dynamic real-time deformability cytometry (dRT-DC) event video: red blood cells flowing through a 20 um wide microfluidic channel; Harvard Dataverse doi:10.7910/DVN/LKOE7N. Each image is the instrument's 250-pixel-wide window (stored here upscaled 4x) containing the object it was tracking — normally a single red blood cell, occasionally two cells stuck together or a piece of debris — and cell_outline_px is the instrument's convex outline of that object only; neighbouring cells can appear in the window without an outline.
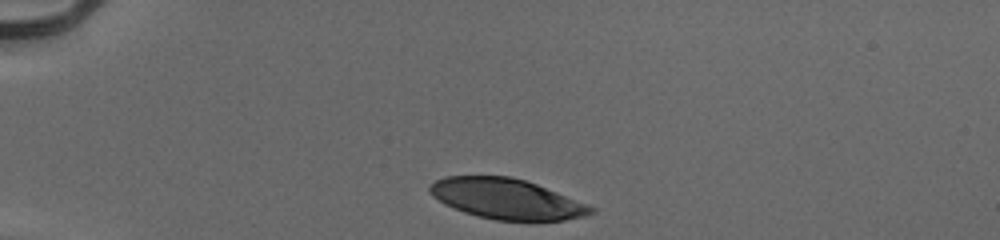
{"species": "human", "species_latin": "Homo sapiens", "temperature_condition": "cold", "stored_images_in_passage": 32, "camera_frame_rate_fps": 3000, "um_per_image_px": 0.085, "donor": {"sex": "male"}, "frame": {"image": 1, "passage_image": 1, "time_ms": 0.0, "image_size_px": [1000, 240], "cell_outline_px": [[596, 212], [588, 216], [564, 220], [496, 220], [476, 216], [464, 212], [444, 204], [432, 196], [428, 192], [428, 188], [436, 180], [444, 176], [508, 176], [524, 180], [536, 184], [588, 204], [596, 208]], "centroid_in_image_um": [43.06, 16.91], "position_along_channel_um": 41.9, "area_um2": 37.86}}
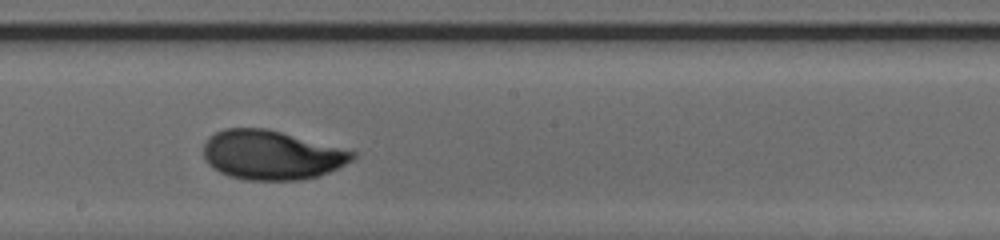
{"frame": {"image": 2, "passage_image": 19, "time_ms": 6.0, "image_size_px": [1000, 240], "cell_outline_px": [[356, 156], [352, 160], [328, 172], [316, 176], [300, 180], [248, 180], [228, 176], [212, 168], [208, 164], [204, 156], [204, 144], [208, 136], [224, 128], [268, 128], [356, 152]], "centroid_in_image_um": [23.03, 13.17], "position_along_channel_um": 225.2, "area_um2": 42.66}}
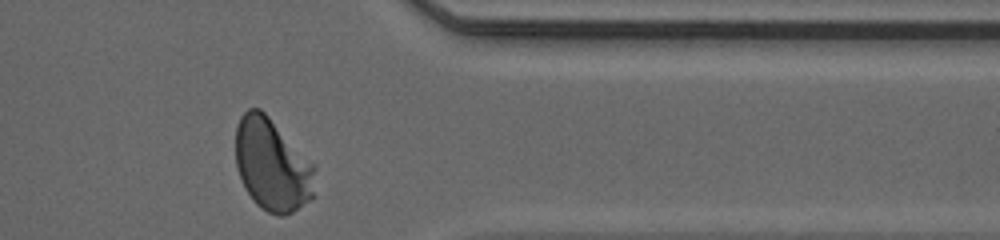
{"frame": {"image": 3, "passage_image": 32, "time_ms": 10.333, "image_size_px": [1000, 240], "cell_outline_px": [[316, 168], [312, 200], [292, 212], [284, 216], [280, 216], [268, 212], [256, 204], [248, 192], [240, 176], [236, 164], [236, 124], [240, 116], [248, 108], [260, 108], [268, 116]], "centroid_in_image_um": [23.12, 14.03], "position_along_channel_um": 388.3, "area_um2": 42.25}, "authors_computed_cell_mechanics": {"area_um2": 42.0495, "velocity_mm_per_s": 3.9249, "shape_relaxation_time_tau1_ms": 3.3594, "shape_relaxation_time_tau2_ms": 0.7809, "deformation_change_tau1": 0.1819, "deformation_change_tau2": 0.039}}